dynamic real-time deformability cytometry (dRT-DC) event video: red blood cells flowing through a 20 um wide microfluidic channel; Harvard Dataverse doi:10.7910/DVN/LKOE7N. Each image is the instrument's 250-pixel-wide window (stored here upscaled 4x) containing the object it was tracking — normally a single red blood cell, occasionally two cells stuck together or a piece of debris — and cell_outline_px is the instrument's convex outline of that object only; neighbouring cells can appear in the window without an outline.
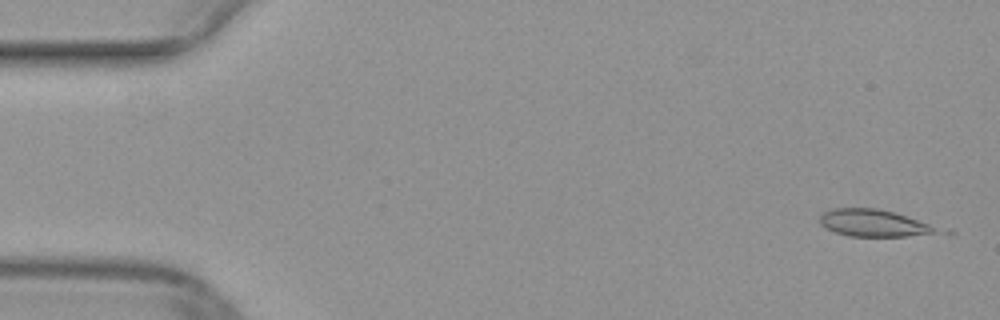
{"species": "common noctule bat (a hibernating species)", "species_latin": "Nyctalus noctula", "temperature_condition": "warm", "stored_images_in_passage": 18, "camera_frame_rate_fps": 3000, "um_per_image_px": 0.085, "animal": {"sex": "female", "body_mass_g": 29.2, "forearm_length_mm": 56.3}, "frame": {"image": 1, "passage_image": 2, "time_ms": 0.333, "image_size_px": [1000, 320], "cell_outline_px": [[936, 228], [932, 232], [908, 236], [848, 236], [824, 228], [820, 224], [820, 212], [832, 208], [876, 208], [892, 212], [928, 224]], "centroid_in_image_um": [74.06, 18.94], "position_along_channel_um": 10.9, "area_um2": 17.92}}
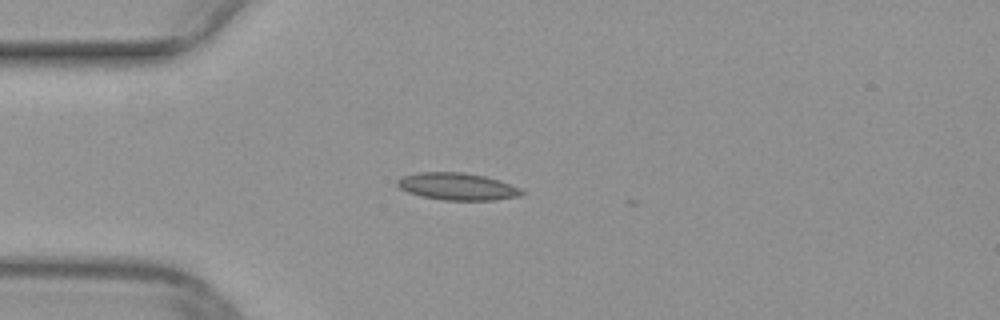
{"frame": {"image": 2, "passage_image": 13, "time_ms": 4.0, "image_size_px": [1000, 320], "cell_outline_px": [[524, 192], [520, 196], [492, 200], [444, 200], [420, 196], [408, 192], [400, 188], [396, 184], [396, 180], [404, 176], [420, 172], [464, 172], [484, 176], [520, 188]], "centroid_in_image_um": [38.83, 15.85], "position_along_channel_um": 46.2, "area_um2": 19.48}}
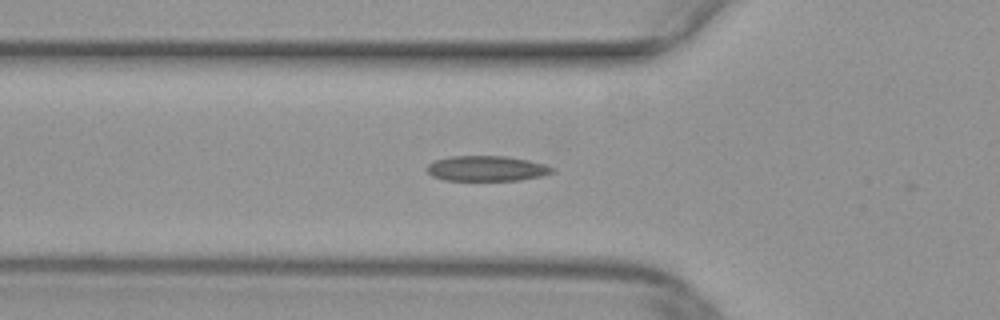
{"frame": {"image": 3, "passage_image": 17, "time_ms": 5.333, "image_size_px": [1000, 320], "cell_outline_px": [[556, 172], [544, 176], [520, 180], [444, 180], [432, 176], [424, 168], [432, 160], [448, 156], [508, 156], [528, 160], [544, 164], [556, 168]], "centroid_in_image_um": [41.37, 14.31], "position_along_channel_um": 84.4, "area_um2": 18.84}}